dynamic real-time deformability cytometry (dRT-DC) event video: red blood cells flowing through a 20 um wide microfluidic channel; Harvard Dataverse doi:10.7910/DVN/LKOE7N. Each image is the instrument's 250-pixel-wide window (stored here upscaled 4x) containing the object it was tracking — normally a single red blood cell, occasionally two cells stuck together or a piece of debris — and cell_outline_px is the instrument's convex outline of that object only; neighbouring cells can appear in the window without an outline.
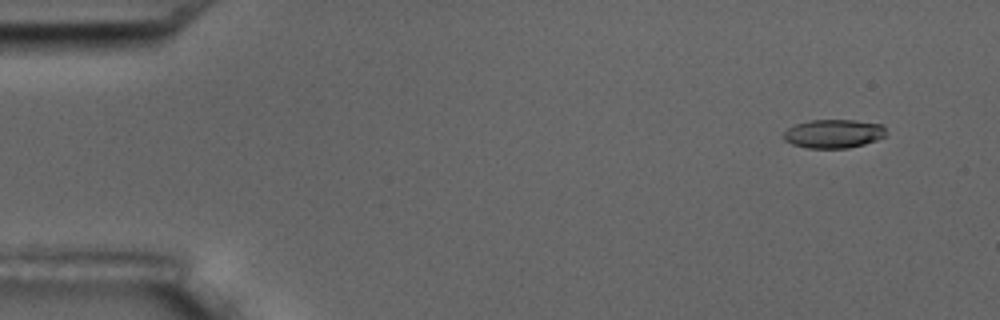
{"species": "common noctule bat (a hibernating species)", "species_latin": "Nyctalus noctula", "temperature_condition": "room temperature", "stored_images_in_passage": 12, "camera_frame_rate_fps": 3000, "um_per_image_px": 0.085, "animal": {"sex": "male", "body_mass_g": 17.5, "forearm_length_mm": 52.3}, "frame": {"image": 1, "passage_image": 2, "time_ms": 1.0, "image_size_px": [1000, 320], "cell_outline_px": [[884, 136], [876, 140], [864, 144], [848, 148], [808, 148], [792, 144], [784, 140], [784, 132], [788, 128], [796, 124], [812, 120], [856, 120], [884, 124]], "centroid_in_image_um": [70.85, 11.36], "position_along_channel_um": 14.1, "area_um2": 17.05}}
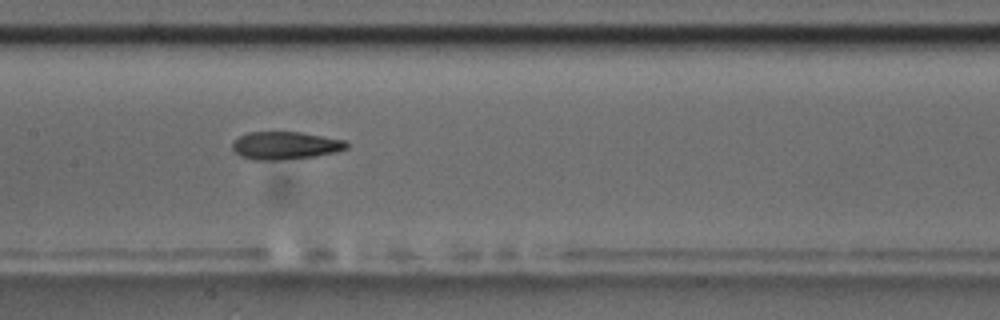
{"frame": {"image": 2, "passage_image": 9, "time_ms": 9.0, "image_size_px": [1000, 320], "cell_outline_px": [[348, 148], [336, 152], [312, 156], [280, 160], [256, 160], [240, 156], [232, 148], [232, 144], [240, 136], [248, 132], [300, 132], [344, 140], [348, 144]], "centroid_in_image_um": [24.24, 12.37], "position_along_channel_um": 183.2, "area_um2": 18.26}}
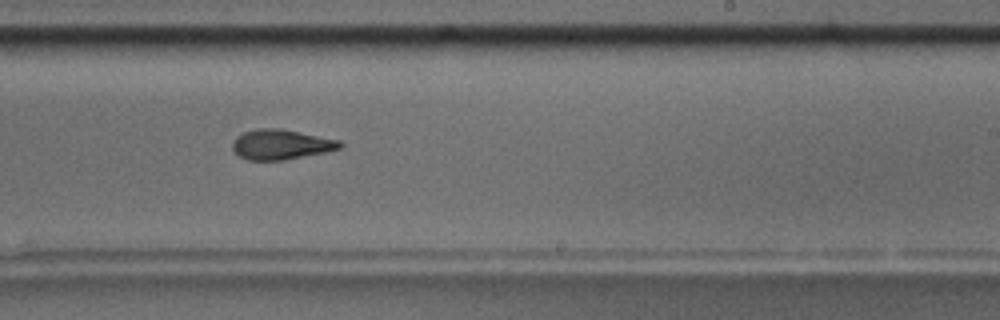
{"frame": {"image": 3, "passage_image": 11, "time_ms": 11.333, "image_size_px": [1000, 320], "cell_outline_px": [[344, 144], [340, 148], [324, 152], [284, 160], [248, 160], [240, 156], [232, 148], [232, 140], [236, 136], [244, 132], [256, 128], [280, 128], [340, 140]], "centroid_in_image_um": [23.87, 12.27], "position_along_channel_um": 265.1, "area_um2": 18.79}}